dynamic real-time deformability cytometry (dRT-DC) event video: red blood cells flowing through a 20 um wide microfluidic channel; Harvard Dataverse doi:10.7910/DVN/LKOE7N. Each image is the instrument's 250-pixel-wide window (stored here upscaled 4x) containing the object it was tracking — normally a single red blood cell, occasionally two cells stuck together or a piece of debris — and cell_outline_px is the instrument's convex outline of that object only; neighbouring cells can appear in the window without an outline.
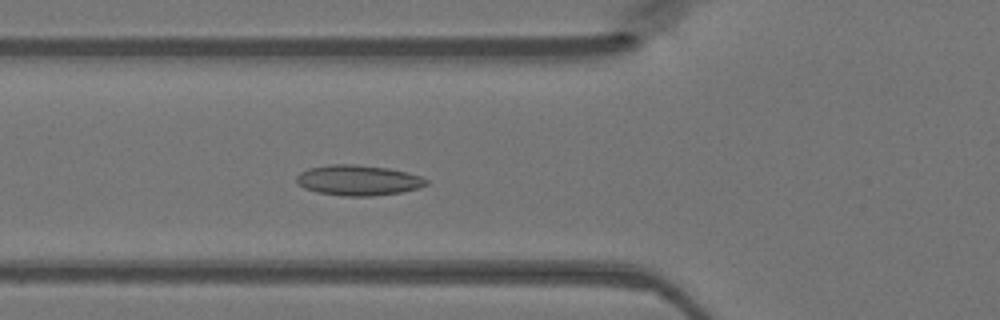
{"species": "Egyptian fruit bat (a non-hibernating species)", "species_latin": "Rousettus aegyptiacus", "temperature_condition": "warm", "stored_images_in_passage": 48, "camera_frame_rate_fps": 3000, "um_per_image_px": 0.085, "animal": {"sex": "female"}, "frame": {"image": 1, "passage_image": 17, "time_ms": 5.333, "image_size_px": [1000, 320], "cell_outline_px": [[428, 184], [420, 188], [400, 192], [372, 196], [344, 196], [316, 192], [304, 188], [296, 180], [296, 176], [300, 172], [308, 168], [328, 164], [356, 164], [388, 168], [408, 172], [420, 176], [428, 180]], "centroid_in_image_um": [30.45, 15.31], "position_along_channel_um": 95.4, "area_um2": 23.12}}
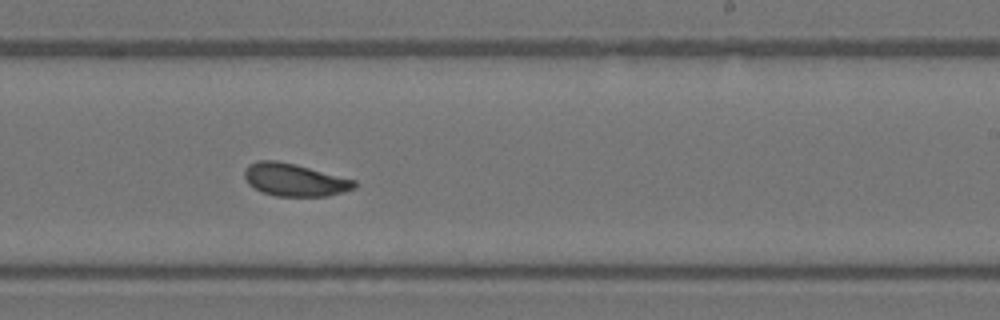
{"frame": {"image": 2, "passage_image": 29, "time_ms": 9.333, "image_size_px": [1000, 320], "cell_outline_px": [[356, 188], [328, 196], [276, 196], [260, 192], [248, 184], [244, 176], [244, 172], [248, 164], [260, 160], [276, 160], [296, 164], [356, 180]], "centroid_in_image_um": [25.02, 15.29], "position_along_channel_um": 264.0, "area_um2": 21.04}}
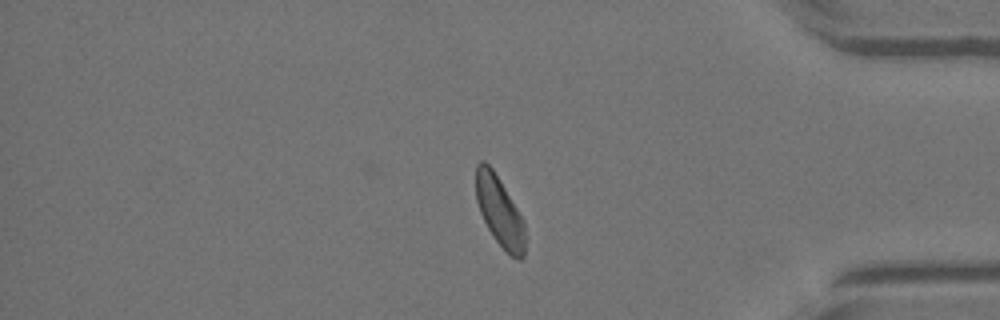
{"frame": {"image": 3, "passage_image": 40, "time_ms": 13.0, "image_size_px": [1000, 320], "cell_outline_px": [[524, 256], [520, 260], [516, 260], [496, 240], [488, 228], [480, 212], [476, 200], [476, 164], [480, 160], [484, 160], [492, 168], [524, 220]], "centroid_in_image_um": [42.45, 17.94], "position_along_channel_um": 392.8, "area_um2": 19.65}}